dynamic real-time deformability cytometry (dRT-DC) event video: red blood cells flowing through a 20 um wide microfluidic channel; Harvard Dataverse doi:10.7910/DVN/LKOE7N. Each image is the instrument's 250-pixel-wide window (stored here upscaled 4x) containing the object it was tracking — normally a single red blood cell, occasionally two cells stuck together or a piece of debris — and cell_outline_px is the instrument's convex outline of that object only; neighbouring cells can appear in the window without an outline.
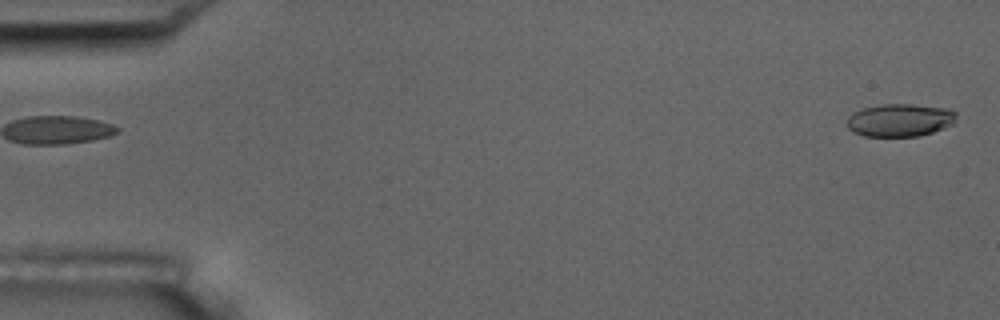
{"species": "common noctule bat (a hibernating species)", "species_latin": "Nyctalus noctula", "temperature_condition": "room temperature", "stored_images_in_passage": 5, "segment_of_instrument_passage": [2, 2], "camera_frame_rate_fps": 3000, "um_per_image_px": 0.085, "animal": {"sex": "male", "body_mass_g": 17.5, "forearm_length_mm": 52.3}, "frame": {"image": 1, "passage_image": 5, "time_ms": 5.667, "image_size_px": [1000, 320], "cell_outline_px": [[956, 120], [952, 124], [944, 128], [920, 136], [864, 136], [852, 132], [848, 128], [848, 116], [864, 108], [884, 104], [912, 104], [948, 108], [956, 112]], "centroid_in_image_um": [76.52, 10.21], "position_along_channel_um": 8.5, "area_um2": 20.87}}